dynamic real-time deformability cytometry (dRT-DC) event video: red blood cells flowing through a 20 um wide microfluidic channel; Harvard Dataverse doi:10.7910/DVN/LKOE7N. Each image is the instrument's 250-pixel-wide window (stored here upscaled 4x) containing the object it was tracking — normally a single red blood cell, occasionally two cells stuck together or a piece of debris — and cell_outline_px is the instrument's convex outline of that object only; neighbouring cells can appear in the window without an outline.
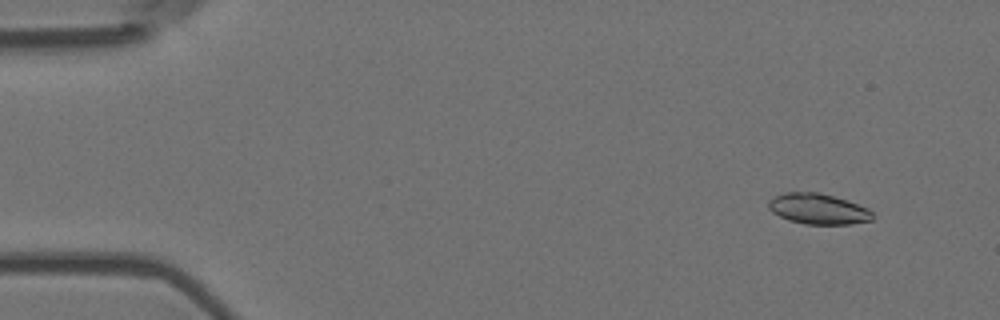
{"species": "Egyptian fruit bat (a non-hibernating species)", "species_latin": "Rousettus aegyptiacus", "temperature_condition": "room temperature", "stored_images_in_passage": 56, "camera_frame_rate_fps": 3000, "um_per_image_px": 0.085, "animal": {"sex": "female"}, "frame": {"image": 1, "passage_image": 5, "time_ms": 1.333, "image_size_px": [1000, 320], "cell_outline_px": [[876, 216], [872, 220], [848, 224], [804, 224], [788, 220], [772, 212], [768, 208], [768, 200], [772, 196], [784, 192], [816, 192], [832, 196], [868, 208]], "centroid_in_image_um": [69.5, 17.76], "position_along_channel_um": 15.5, "area_um2": 18.55}}
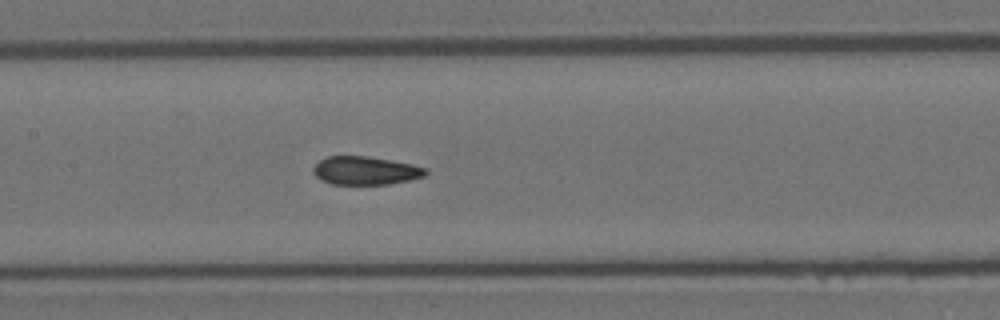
{"frame": {"image": 2, "passage_image": 27, "time_ms": 8.667, "image_size_px": [1000, 320], "cell_outline_px": [[428, 172], [424, 176], [408, 180], [388, 184], [332, 184], [320, 180], [312, 172], [312, 168], [320, 160], [328, 156], [368, 156], [412, 164], [428, 168]], "centroid_in_image_um": [31.05, 14.5], "position_along_channel_um": 176.3, "area_um2": 18.55}}
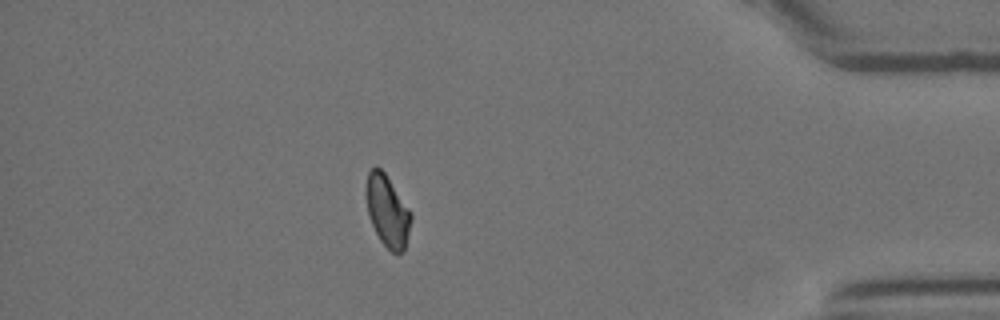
{"frame": {"image": 3, "passage_image": 49, "time_ms": 16.0, "image_size_px": [1000, 320], "cell_outline_px": [[412, 220], [404, 252], [392, 252], [380, 240], [368, 216], [364, 192], [368, 172], [376, 164], [384, 172], [408, 208], [412, 216]], "centroid_in_image_um": [32.9, 17.91], "position_along_channel_um": 402.3, "area_um2": 18.73}, "authors_computed_cell_mechanics": {"area_um2": 18.8717, "velocity_mm_per_s": 3.6587, "shape_relaxation_time_tau1_ms": 7.5408, "shape_relaxation_time_tau2_ms": 2.2529, "deformation_change_tau1": 0.1519, "deformation_change_tau2": 0.0592}}